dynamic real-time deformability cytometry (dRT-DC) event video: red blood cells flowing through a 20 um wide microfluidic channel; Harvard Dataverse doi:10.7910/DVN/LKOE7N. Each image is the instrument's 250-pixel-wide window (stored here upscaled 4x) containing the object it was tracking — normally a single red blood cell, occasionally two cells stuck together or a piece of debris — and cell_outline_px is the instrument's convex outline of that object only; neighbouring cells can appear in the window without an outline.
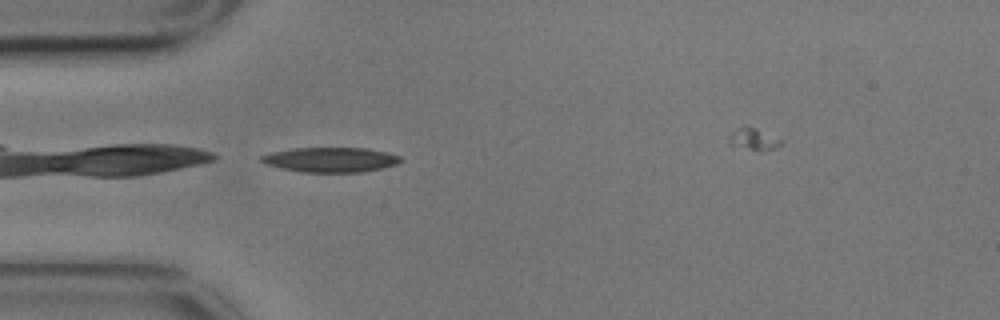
{"species": "common noctule bat (a hibernating species)", "species_latin": "Nyctalus noctula", "temperature_condition": "cold", "stored_images_in_passage": 3, "camera_frame_rate_fps": 3000, "um_per_image_px": 0.085, "animal": {"sex": "male", "body_mass_g": 17.9}, "frame": {"image": 1, "passage_image": 2, "time_ms": 0.333, "image_size_px": [1000, 320], "cell_outline_px": [[404, 160], [396, 164], [364, 172], [300, 172], [280, 168], [264, 164], [260, 160], [260, 156], [272, 152], [292, 148], [368, 148], [400, 156]], "centroid_in_image_um": [28.07, 13.58], "position_along_channel_um": 56.9, "area_um2": 20.17}}